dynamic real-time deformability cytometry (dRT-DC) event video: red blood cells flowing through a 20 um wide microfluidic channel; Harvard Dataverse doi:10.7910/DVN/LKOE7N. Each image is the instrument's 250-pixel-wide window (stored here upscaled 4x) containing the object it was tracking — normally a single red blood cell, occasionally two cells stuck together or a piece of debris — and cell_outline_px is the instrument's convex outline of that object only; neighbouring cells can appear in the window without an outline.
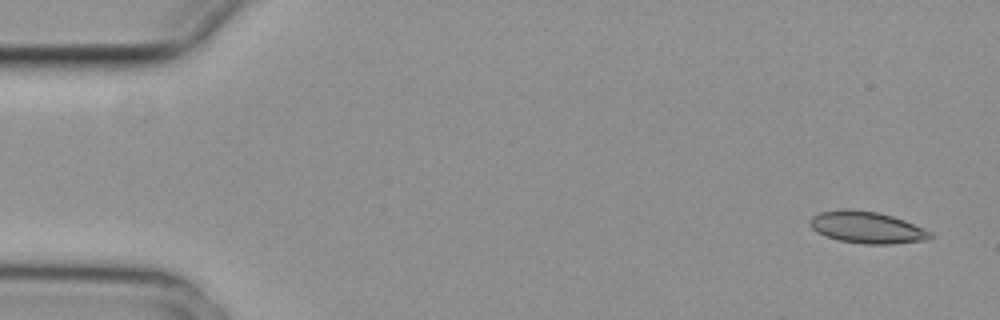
{"species": "common noctule bat (a hibernating species)", "species_latin": "Nyctalus noctula", "temperature_condition": "cold", "stored_images_in_passage": 5, "segment_of_instrument_passage": [2, 2], "camera_frame_rate_fps": 3000, "um_per_image_px": 0.085, "animal": {"sex": "female", "body_mass_g": 29.2, "forearm_length_mm": 56.3}, "frame": {"image": 1, "passage_image": 5, "time_ms": 1.333, "image_size_px": [1000, 320], "cell_outline_px": [[932, 240], [892, 244], [864, 244], [840, 240], [824, 236], [816, 232], [808, 224], [812, 216], [820, 212], [840, 208], [848, 208], [876, 212], [892, 216], [904, 220], [932, 232]], "centroid_in_image_um": [73.68, 19.33], "position_along_channel_um": 11.3, "area_um2": 22.54}}